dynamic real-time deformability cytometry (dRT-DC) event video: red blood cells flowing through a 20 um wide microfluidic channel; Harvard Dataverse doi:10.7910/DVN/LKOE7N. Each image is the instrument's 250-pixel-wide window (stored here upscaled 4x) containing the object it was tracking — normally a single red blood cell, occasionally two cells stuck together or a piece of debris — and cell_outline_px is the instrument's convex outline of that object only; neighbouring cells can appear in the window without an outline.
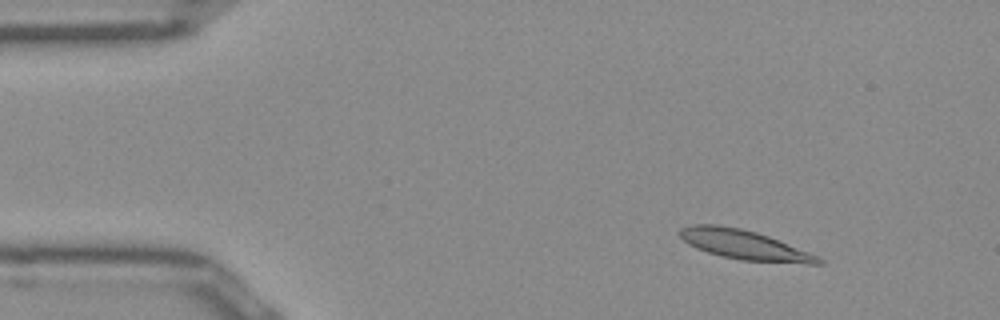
{"species": "Egyptian fruit bat (a non-hibernating species)", "species_latin": "Rousettus aegyptiacus", "temperature_condition": "room temperature", "stored_images_in_passage": 51, "camera_frame_rate_fps": 3000, "um_per_image_px": 0.085, "frame": {"image": 1, "passage_image": 6, "time_ms": 1.667, "image_size_px": [1000, 320], "cell_outline_px": [[824, 264], [808, 264], [740, 260], [720, 256], [696, 248], [688, 244], [676, 232], [680, 228], [692, 224], [716, 224], [740, 228], [756, 232], [768, 236], [808, 252], [824, 260]], "centroid_in_image_um": [63.22, 20.8], "position_along_channel_um": 21.8, "area_um2": 23.81}}
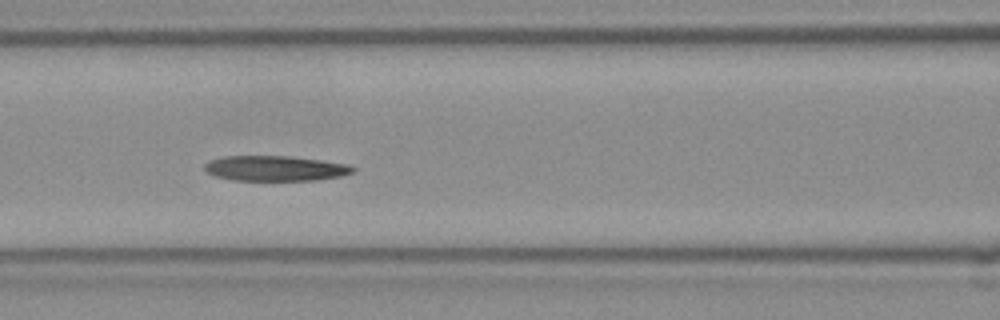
{"frame": {"image": 2, "passage_image": 21, "time_ms": 6.667, "image_size_px": [1000, 320], "cell_outline_px": [[356, 168], [352, 172], [344, 176], [316, 180], [232, 180], [216, 176], [208, 172], [204, 168], [204, 164], [208, 160], [224, 156], [292, 156], [348, 164]], "centroid_in_image_um": [23.4, 14.3], "position_along_channel_um": 143.2, "area_um2": 21.85}}
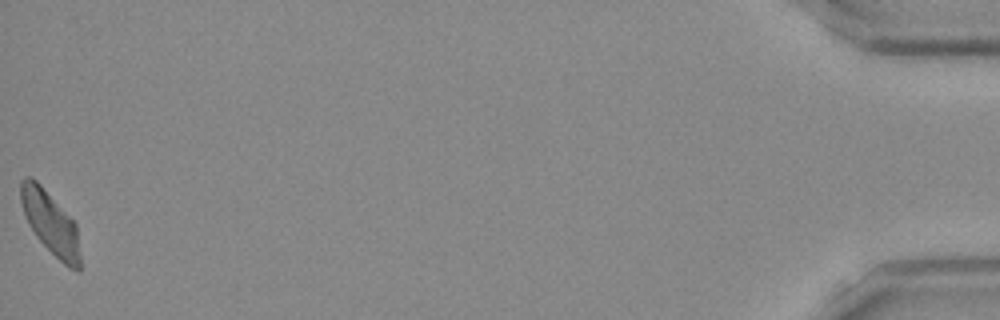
{"frame": {"image": 3, "passage_image": 51, "time_ms": 16.667, "image_size_px": [1000, 320], "cell_outline_px": [[80, 272], [76, 272], [68, 268], [36, 236], [28, 224], [20, 200], [20, 180], [24, 176], [32, 176], [40, 184], [76, 224], [80, 256]], "centroid_in_image_um": [4.28, 18.94], "position_along_channel_um": 430.9, "area_um2": 21.56}, "authors_computed_cell_mechanics": {"area_um2": 22.7732, "velocity_mm_per_s": 3.9164, "shape_relaxation_time_tau1_ms": null, "shape_relaxation_time_tau2_ms": 5.0536, "deformation_change_tau1": null, "deformation_change_tau2": 0.1158}}